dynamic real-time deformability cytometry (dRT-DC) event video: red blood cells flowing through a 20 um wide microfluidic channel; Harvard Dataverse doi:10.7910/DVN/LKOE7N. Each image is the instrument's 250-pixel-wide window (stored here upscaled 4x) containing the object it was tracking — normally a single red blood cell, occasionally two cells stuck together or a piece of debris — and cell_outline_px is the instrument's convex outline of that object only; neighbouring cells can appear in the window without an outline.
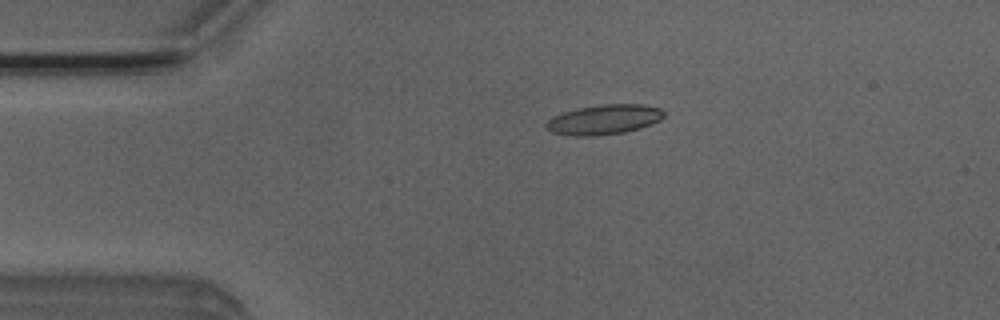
{"species": "Egyptian fruit bat (a non-hibernating species)", "species_latin": "Rousettus aegyptiacus", "temperature_condition": "room temperature", "stored_images_in_passage": 2, "camera_frame_rate_fps": 3000, "um_per_image_px": 0.085, "animal": {"sex": "male"}, "frame": {"image": 1, "passage_image": 1, "time_ms": 0.0, "image_size_px": [1000, 320], "cell_outline_px": [[664, 116], [660, 120], [652, 124], [640, 128], [624, 132], [596, 136], [572, 136], [552, 132], [544, 124], [552, 116], [576, 108], [600, 104], [644, 104], [660, 108], [664, 112]], "centroid_in_image_um": [51.35, 10.16], "position_along_channel_um": 33.7, "area_um2": 20.63}}